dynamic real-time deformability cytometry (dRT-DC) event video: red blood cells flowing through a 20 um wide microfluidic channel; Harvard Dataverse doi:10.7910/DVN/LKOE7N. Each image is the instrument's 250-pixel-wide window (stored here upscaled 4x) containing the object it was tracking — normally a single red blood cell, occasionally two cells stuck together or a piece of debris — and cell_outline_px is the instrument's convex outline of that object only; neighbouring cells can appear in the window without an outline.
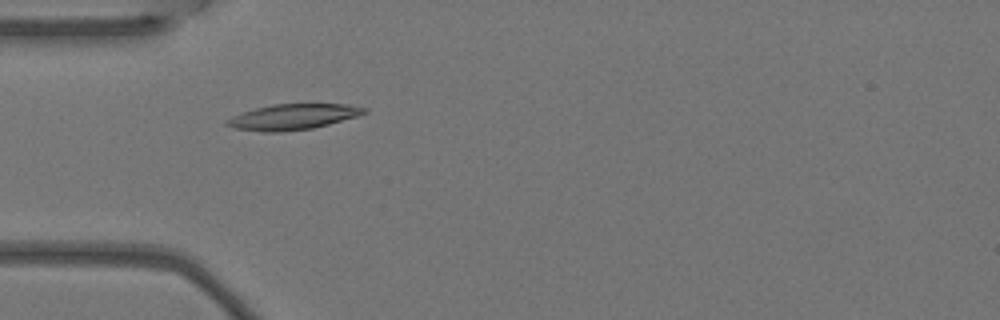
{"species": "Egyptian fruit bat (a non-hibernating species)", "species_latin": "Rousettus aegyptiacus", "temperature_condition": "warm", "stored_images_in_passage": 6, "camera_frame_rate_fps": 3000, "um_per_image_px": 0.085, "animal": {"sex": "female"}, "frame": {"image": 1, "passage_image": 5, "time_ms": 1.333, "image_size_px": [1000, 320], "cell_outline_px": [[368, 112], [360, 116], [312, 128], [280, 132], [264, 132], [236, 128], [224, 124], [224, 120], [232, 116], [256, 108], [272, 104], [348, 104], [368, 108]], "centroid_in_image_um": [24.93, 9.93], "position_along_channel_um": 60.1, "area_um2": 20.52}}
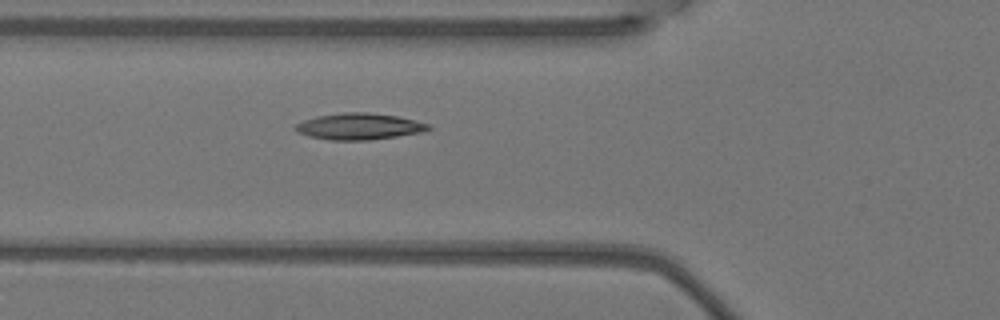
{"frame": {"image": 2, "passage_image": 6, "time_ms": 1.667, "image_size_px": [1000, 320], "cell_outline_px": [[432, 128], [424, 132], [372, 140], [328, 140], [308, 136], [296, 132], [292, 128], [296, 124], [304, 120], [316, 116], [344, 112], [368, 112], [396, 116], [416, 120], [428, 124]], "centroid_in_image_um": [30.51, 10.75], "position_along_channel_um": 95.3, "area_um2": 20.69}}